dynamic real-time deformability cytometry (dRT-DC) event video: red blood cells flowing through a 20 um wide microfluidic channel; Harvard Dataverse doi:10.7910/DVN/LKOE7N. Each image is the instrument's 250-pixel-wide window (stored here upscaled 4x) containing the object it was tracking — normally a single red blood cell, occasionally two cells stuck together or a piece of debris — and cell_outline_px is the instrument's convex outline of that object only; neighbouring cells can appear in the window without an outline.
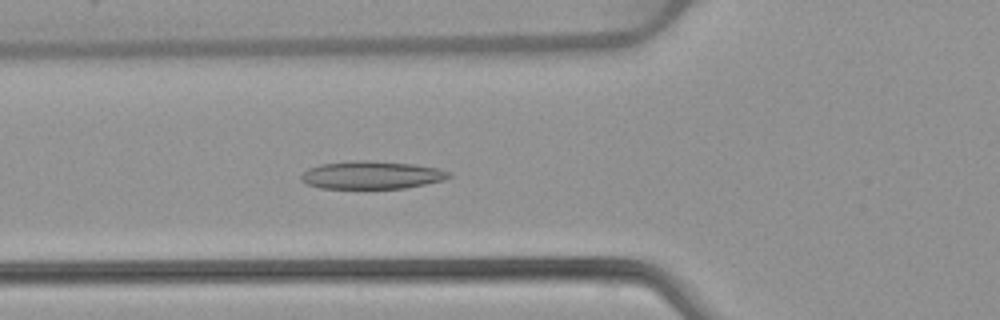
{"species": "common noctule bat (a hibernating species)", "species_latin": "Nyctalus noctula", "temperature_condition": "warm", "stored_images_in_passage": 38, "camera_frame_rate_fps": 3000, "um_per_image_px": 0.085, "animal": {"sex": "female", "body_mass_g": 22.7, "forearm_length_mm": 54.2}, "frame": {"image": 1, "passage_image": 5, "time_ms": 1.333, "image_size_px": [1000, 320], "cell_outline_px": [[452, 176], [444, 180], [404, 188], [320, 188], [308, 184], [300, 180], [300, 176], [308, 168], [320, 164], [348, 160], [368, 160], [416, 164], [440, 168], [448, 172]], "centroid_in_image_um": [31.58, 14.86], "position_along_channel_um": 94.2, "area_um2": 24.16}}
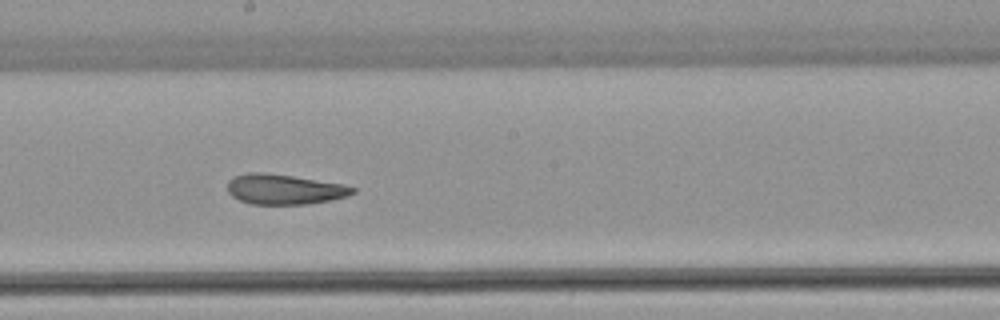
{"frame": {"image": 2, "passage_image": 15, "time_ms": 4.667, "image_size_px": [1000, 320], "cell_outline_px": [[356, 192], [348, 196], [332, 200], [308, 204], [252, 204], [240, 200], [232, 196], [228, 192], [228, 180], [236, 176], [248, 172], [264, 172], [292, 176], [344, 184], [356, 188]], "centroid_in_image_um": [24.19, 16.09], "position_along_channel_um": 224.0, "area_um2": 22.02}}
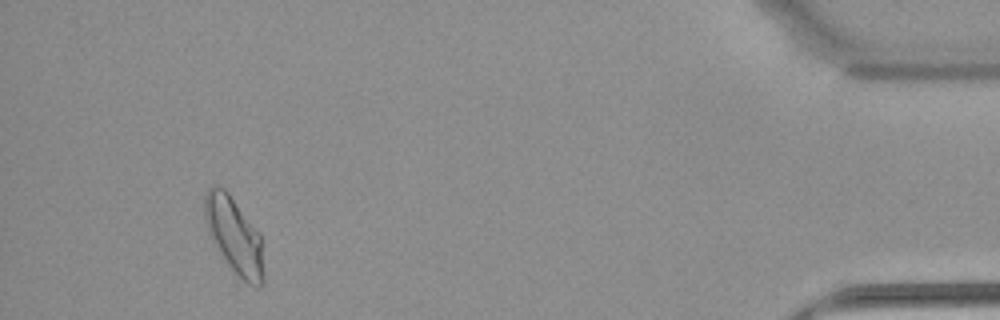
{"frame": {"image": 3, "passage_image": 35, "time_ms": 11.333, "image_size_px": [1000, 320], "cell_outline_px": [[264, 284], [260, 288], [256, 288], [248, 284], [232, 272], [212, 240], [208, 232], [204, 220], [204, 196], [208, 188], [212, 184], [224, 188], [228, 192], [260, 232], [264, 272]], "centroid_in_image_um": [19.92, 20.05], "position_along_channel_um": 415.3, "area_um2": 26.76}, "authors_computed_cell_mechanics": {"area_um2": 23.1778, "velocity_mm_per_s": 3.8926, "shape_relaxation_time_tau1_ms": null, "shape_relaxation_time_tau2_ms": 3.0024, "deformation_change_tau1": null, "deformation_change_tau2": 0.1014}}